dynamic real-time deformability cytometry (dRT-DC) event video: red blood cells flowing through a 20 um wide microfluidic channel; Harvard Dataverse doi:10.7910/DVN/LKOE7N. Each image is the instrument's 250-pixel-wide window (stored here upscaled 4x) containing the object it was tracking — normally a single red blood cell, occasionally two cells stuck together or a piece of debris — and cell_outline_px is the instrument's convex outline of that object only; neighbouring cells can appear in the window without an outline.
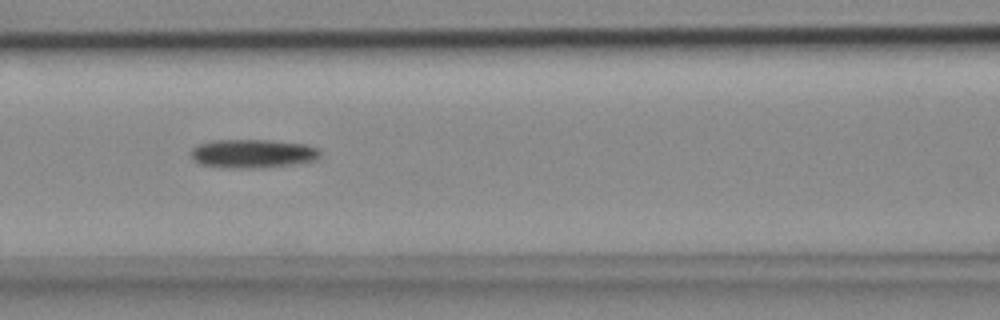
{"species": "common noctule bat (a hibernating species)", "species_latin": "Nyctalus noctula", "temperature_condition": "cold", "stored_images_in_passage": 6, "camera_frame_rate_fps": 3000, "um_per_image_px": 0.085, "animal": {"sex": "female", "body_mass_g": 18.4}, "frame": {"image": 1, "passage_image": 3, "time_ms": 0.667, "image_size_px": [1000, 320], "cell_outline_px": [[320, 156], [316, 160], [292, 164], [256, 168], [224, 168], [200, 164], [192, 160], [192, 148], [200, 144], [216, 140], [268, 140], [304, 144], [316, 148], [320, 152]], "centroid_in_image_um": [21.46, 13.06], "position_along_channel_um": 145.1, "area_um2": 21.44}}
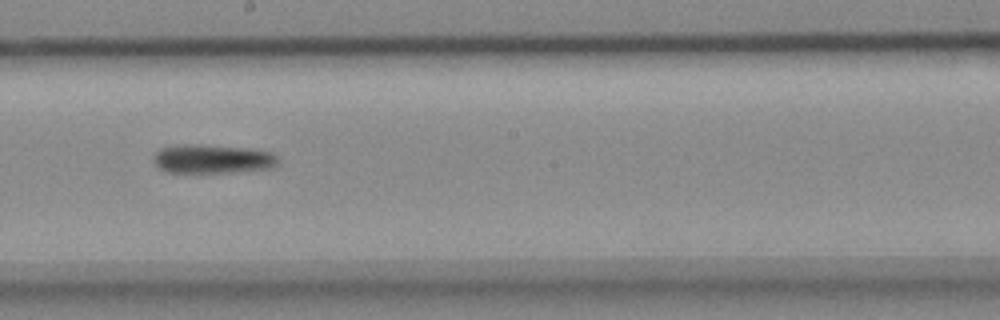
{"frame": {"image": 2, "passage_image": 5, "time_ms": 1.333, "image_size_px": [1000, 320], "cell_outline_px": [[276, 168], [228, 172], [168, 172], [160, 168], [152, 160], [156, 152], [160, 148], [184, 144], [200, 144], [244, 148], [272, 152], [276, 156]], "centroid_in_image_um": [18.05, 13.5], "position_along_channel_um": 230.2, "area_um2": 20.81}}
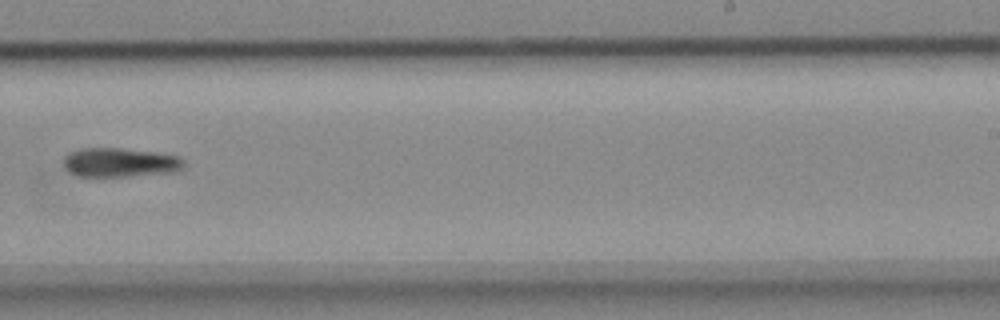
{"frame": {"image": 3, "passage_image": 6, "time_ms": 1.667, "image_size_px": [1000, 320], "cell_outline_px": [[184, 168], [176, 172], [88, 180], [76, 176], [68, 172], [64, 164], [64, 156], [68, 152], [80, 148], [120, 148], [156, 152], [180, 156], [184, 160]], "centroid_in_image_um": [10.15, 13.85], "position_along_channel_um": 278.9, "area_um2": 21.56}}